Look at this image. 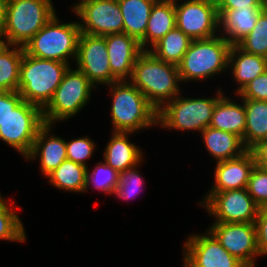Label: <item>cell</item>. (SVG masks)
I'll list each match as a JSON object with an SVG mask.
<instances>
[{
	"label": "cell",
	"instance_id": "6da1fadb",
	"mask_svg": "<svg viewBox=\"0 0 267 267\" xmlns=\"http://www.w3.org/2000/svg\"><path fill=\"white\" fill-rule=\"evenodd\" d=\"M129 81L158 111L181 92L178 66L159 60L149 50L138 56Z\"/></svg>",
	"mask_w": 267,
	"mask_h": 267
},
{
	"label": "cell",
	"instance_id": "7a4b0ae2",
	"mask_svg": "<svg viewBox=\"0 0 267 267\" xmlns=\"http://www.w3.org/2000/svg\"><path fill=\"white\" fill-rule=\"evenodd\" d=\"M107 86L112 95V132L133 133L158 125V110L129 80L116 81Z\"/></svg>",
	"mask_w": 267,
	"mask_h": 267
},
{
	"label": "cell",
	"instance_id": "3957f363",
	"mask_svg": "<svg viewBox=\"0 0 267 267\" xmlns=\"http://www.w3.org/2000/svg\"><path fill=\"white\" fill-rule=\"evenodd\" d=\"M70 64L40 59L24 52L18 92L23 100L44 108L52 99Z\"/></svg>",
	"mask_w": 267,
	"mask_h": 267
},
{
	"label": "cell",
	"instance_id": "277c9868",
	"mask_svg": "<svg viewBox=\"0 0 267 267\" xmlns=\"http://www.w3.org/2000/svg\"><path fill=\"white\" fill-rule=\"evenodd\" d=\"M55 14L52 0H8L2 38L23 47Z\"/></svg>",
	"mask_w": 267,
	"mask_h": 267
},
{
	"label": "cell",
	"instance_id": "5b68a950",
	"mask_svg": "<svg viewBox=\"0 0 267 267\" xmlns=\"http://www.w3.org/2000/svg\"><path fill=\"white\" fill-rule=\"evenodd\" d=\"M55 14L24 46V52L40 59L70 64L76 60L81 30L78 22L61 23Z\"/></svg>",
	"mask_w": 267,
	"mask_h": 267
},
{
	"label": "cell",
	"instance_id": "8992f818",
	"mask_svg": "<svg viewBox=\"0 0 267 267\" xmlns=\"http://www.w3.org/2000/svg\"><path fill=\"white\" fill-rule=\"evenodd\" d=\"M230 48L231 44L221 35L193 40L178 65L181 82L204 80L224 73L229 68Z\"/></svg>",
	"mask_w": 267,
	"mask_h": 267
},
{
	"label": "cell",
	"instance_id": "52a82bcc",
	"mask_svg": "<svg viewBox=\"0 0 267 267\" xmlns=\"http://www.w3.org/2000/svg\"><path fill=\"white\" fill-rule=\"evenodd\" d=\"M92 88L97 89L80 70L70 66L52 99L42 109L44 122L53 125L78 114L89 102Z\"/></svg>",
	"mask_w": 267,
	"mask_h": 267
},
{
	"label": "cell",
	"instance_id": "ba28073f",
	"mask_svg": "<svg viewBox=\"0 0 267 267\" xmlns=\"http://www.w3.org/2000/svg\"><path fill=\"white\" fill-rule=\"evenodd\" d=\"M222 95L221 89L213 98H183L179 94L158 111V125L170 130L202 132L209 126Z\"/></svg>",
	"mask_w": 267,
	"mask_h": 267
},
{
	"label": "cell",
	"instance_id": "9c48e42d",
	"mask_svg": "<svg viewBox=\"0 0 267 267\" xmlns=\"http://www.w3.org/2000/svg\"><path fill=\"white\" fill-rule=\"evenodd\" d=\"M44 124L42 108L22 100L0 125V139L26 158Z\"/></svg>",
	"mask_w": 267,
	"mask_h": 267
},
{
	"label": "cell",
	"instance_id": "30bf717a",
	"mask_svg": "<svg viewBox=\"0 0 267 267\" xmlns=\"http://www.w3.org/2000/svg\"><path fill=\"white\" fill-rule=\"evenodd\" d=\"M200 205L206 207L215 222L222 223L255 222L260 210L246 188L208 192Z\"/></svg>",
	"mask_w": 267,
	"mask_h": 267
},
{
	"label": "cell",
	"instance_id": "8fae6325",
	"mask_svg": "<svg viewBox=\"0 0 267 267\" xmlns=\"http://www.w3.org/2000/svg\"><path fill=\"white\" fill-rule=\"evenodd\" d=\"M175 4L176 27L192 40L217 36L219 13L213 0H185Z\"/></svg>",
	"mask_w": 267,
	"mask_h": 267
},
{
	"label": "cell",
	"instance_id": "7c38bea8",
	"mask_svg": "<svg viewBox=\"0 0 267 267\" xmlns=\"http://www.w3.org/2000/svg\"><path fill=\"white\" fill-rule=\"evenodd\" d=\"M80 18L81 33L106 36L123 32V17L118 0H83L73 6Z\"/></svg>",
	"mask_w": 267,
	"mask_h": 267
},
{
	"label": "cell",
	"instance_id": "4fadbf2b",
	"mask_svg": "<svg viewBox=\"0 0 267 267\" xmlns=\"http://www.w3.org/2000/svg\"><path fill=\"white\" fill-rule=\"evenodd\" d=\"M76 68L95 86L118 81L111 72L104 36L81 33L78 40Z\"/></svg>",
	"mask_w": 267,
	"mask_h": 267
},
{
	"label": "cell",
	"instance_id": "5bb4252c",
	"mask_svg": "<svg viewBox=\"0 0 267 267\" xmlns=\"http://www.w3.org/2000/svg\"><path fill=\"white\" fill-rule=\"evenodd\" d=\"M183 267H247L231 255L209 231L194 234L183 243Z\"/></svg>",
	"mask_w": 267,
	"mask_h": 267
},
{
	"label": "cell",
	"instance_id": "9a60e30c",
	"mask_svg": "<svg viewBox=\"0 0 267 267\" xmlns=\"http://www.w3.org/2000/svg\"><path fill=\"white\" fill-rule=\"evenodd\" d=\"M208 230L231 255L237 257L247 267L255 266V258L260 256L255 222H214Z\"/></svg>",
	"mask_w": 267,
	"mask_h": 267
},
{
	"label": "cell",
	"instance_id": "2e32d148",
	"mask_svg": "<svg viewBox=\"0 0 267 267\" xmlns=\"http://www.w3.org/2000/svg\"><path fill=\"white\" fill-rule=\"evenodd\" d=\"M112 75L118 80L131 79L134 64L144 51L140 42L126 33H115L104 36Z\"/></svg>",
	"mask_w": 267,
	"mask_h": 267
},
{
	"label": "cell",
	"instance_id": "e0dca14e",
	"mask_svg": "<svg viewBox=\"0 0 267 267\" xmlns=\"http://www.w3.org/2000/svg\"><path fill=\"white\" fill-rule=\"evenodd\" d=\"M255 165V158L251 150H247L236 158L216 162L215 182L209 191L223 192L246 188Z\"/></svg>",
	"mask_w": 267,
	"mask_h": 267
},
{
	"label": "cell",
	"instance_id": "ac0fdd59",
	"mask_svg": "<svg viewBox=\"0 0 267 267\" xmlns=\"http://www.w3.org/2000/svg\"><path fill=\"white\" fill-rule=\"evenodd\" d=\"M52 124H44L38 131L30 153L26 160H40L42 174L47 177L64 160H67L66 141L56 135H51Z\"/></svg>",
	"mask_w": 267,
	"mask_h": 267
},
{
	"label": "cell",
	"instance_id": "d6986e66",
	"mask_svg": "<svg viewBox=\"0 0 267 267\" xmlns=\"http://www.w3.org/2000/svg\"><path fill=\"white\" fill-rule=\"evenodd\" d=\"M264 8L218 9L221 35L231 44L237 45L255 27ZM226 34V36H224Z\"/></svg>",
	"mask_w": 267,
	"mask_h": 267
},
{
	"label": "cell",
	"instance_id": "ffe728a7",
	"mask_svg": "<svg viewBox=\"0 0 267 267\" xmlns=\"http://www.w3.org/2000/svg\"><path fill=\"white\" fill-rule=\"evenodd\" d=\"M132 132H113L104 150V162L118 173L142 163L143 153L140 147L129 142Z\"/></svg>",
	"mask_w": 267,
	"mask_h": 267
},
{
	"label": "cell",
	"instance_id": "44dd1931",
	"mask_svg": "<svg viewBox=\"0 0 267 267\" xmlns=\"http://www.w3.org/2000/svg\"><path fill=\"white\" fill-rule=\"evenodd\" d=\"M228 66L232 70L238 94L252 80L267 70V59L255 54L244 52L237 45H231Z\"/></svg>",
	"mask_w": 267,
	"mask_h": 267
},
{
	"label": "cell",
	"instance_id": "7402d4cb",
	"mask_svg": "<svg viewBox=\"0 0 267 267\" xmlns=\"http://www.w3.org/2000/svg\"><path fill=\"white\" fill-rule=\"evenodd\" d=\"M241 100L242 104L234 103L231 98L223 94L215 105L209 126L233 133L242 139L245 132L246 113L243 99Z\"/></svg>",
	"mask_w": 267,
	"mask_h": 267
},
{
	"label": "cell",
	"instance_id": "603a6c76",
	"mask_svg": "<svg viewBox=\"0 0 267 267\" xmlns=\"http://www.w3.org/2000/svg\"><path fill=\"white\" fill-rule=\"evenodd\" d=\"M201 136L206 150L217 162L236 158L248 150L239 136L210 126L201 132Z\"/></svg>",
	"mask_w": 267,
	"mask_h": 267
},
{
	"label": "cell",
	"instance_id": "cb8c5ba5",
	"mask_svg": "<svg viewBox=\"0 0 267 267\" xmlns=\"http://www.w3.org/2000/svg\"><path fill=\"white\" fill-rule=\"evenodd\" d=\"M154 0H118L123 17V32L139 42L145 37Z\"/></svg>",
	"mask_w": 267,
	"mask_h": 267
},
{
	"label": "cell",
	"instance_id": "d4e9b609",
	"mask_svg": "<svg viewBox=\"0 0 267 267\" xmlns=\"http://www.w3.org/2000/svg\"><path fill=\"white\" fill-rule=\"evenodd\" d=\"M175 26V4L155 2L148 19L145 37L140 41L141 48L149 50L148 43L152 47Z\"/></svg>",
	"mask_w": 267,
	"mask_h": 267
},
{
	"label": "cell",
	"instance_id": "484cf974",
	"mask_svg": "<svg viewBox=\"0 0 267 267\" xmlns=\"http://www.w3.org/2000/svg\"><path fill=\"white\" fill-rule=\"evenodd\" d=\"M243 102L246 125L242 141L250 150L258 142L267 139V101L243 99Z\"/></svg>",
	"mask_w": 267,
	"mask_h": 267
},
{
	"label": "cell",
	"instance_id": "4316f807",
	"mask_svg": "<svg viewBox=\"0 0 267 267\" xmlns=\"http://www.w3.org/2000/svg\"><path fill=\"white\" fill-rule=\"evenodd\" d=\"M192 41L190 37L175 26L157 41L149 51L159 60L178 66Z\"/></svg>",
	"mask_w": 267,
	"mask_h": 267
},
{
	"label": "cell",
	"instance_id": "83f0119b",
	"mask_svg": "<svg viewBox=\"0 0 267 267\" xmlns=\"http://www.w3.org/2000/svg\"><path fill=\"white\" fill-rule=\"evenodd\" d=\"M87 167L64 160L47 178L50 184L68 192H85Z\"/></svg>",
	"mask_w": 267,
	"mask_h": 267
},
{
	"label": "cell",
	"instance_id": "f1b7e54d",
	"mask_svg": "<svg viewBox=\"0 0 267 267\" xmlns=\"http://www.w3.org/2000/svg\"><path fill=\"white\" fill-rule=\"evenodd\" d=\"M23 54L22 46L5 45L0 50V91H18Z\"/></svg>",
	"mask_w": 267,
	"mask_h": 267
},
{
	"label": "cell",
	"instance_id": "f546056e",
	"mask_svg": "<svg viewBox=\"0 0 267 267\" xmlns=\"http://www.w3.org/2000/svg\"><path fill=\"white\" fill-rule=\"evenodd\" d=\"M6 200L0 194V240L25 242L26 233L22 220H20L14 203Z\"/></svg>",
	"mask_w": 267,
	"mask_h": 267
},
{
	"label": "cell",
	"instance_id": "4dcf8cb0",
	"mask_svg": "<svg viewBox=\"0 0 267 267\" xmlns=\"http://www.w3.org/2000/svg\"><path fill=\"white\" fill-rule=\"evenodd\" d=\"M237 46L244 52L267 59V7L261 11L252 31Z\"/></svg>",
	"mask_w": 267,
	"mask_h": 267
},
{
	"label": "cell",
	"instance_id": "1f68e13d",
	"mask_svg": "<svg viewBox=\"0 0 267 267\" xmlns=\"http://www.w3.org/2000/svg\"><path fill=\"white\" fill-rule=\"evenodd\" d=\"M93 169L89 172L87 168L85 191L92 184L93 188L112 195L118 185L119 173L105 162H99Z\"/></svg>",
	"mask_w": 267,
	"mask_h": 267
},
{
	"label": "cell",
	"instance_id": "d6a6232c",
	"mask_svg": "<svg viewBox=\"0 0 267 267\" xmlns=\"http://www.w3.org/2000/svg\"><path fill=\"white\" fill-rule=\"evenodd\" d=\"M137 166L121 171L118 177V185L112 195L119 199H130L136 196L142 189L143 178L138 172Z\"/></svg>",
	"mask_w": 267,
	"mask_h": 267
},
{
	"label": "cell",
	"instance_id": "836d02e7",
	"mask_svg": "<svg viewBox=\"0 0 267 267\" xmlns=\"http://www.w3.org/2000/svg\"><path fill=\"white\" fill-rule=\"evenodd\" d=\"M246 189L260 208L267 207V170L255 165L251 171Z\"/></svg>",
	"mask_w": 267,
	"mask_h": 267
},
{
	"label": "cell",
	"instance_id": "e575fe53",
	"mask_svg": "<svg viewBox=\"0 0 267 267\" xmlns=\"http://www.w3.org/2000/svg\"><path fill=\"white\" fill-rule=\"evenodd\" d=\"M95 143L89 137L66 141L67 159L88 168L86 160L94 153Z\"/></svg>",
	"mask_w": 267,
	"mask_h": 267
},
{
	"label": "cell",
	"instance_id": "d590c367",
	"mask_svg": "<svg viewBox=\"0 0 267 267\" xmlns=\"http://www.w3.org/2000/svg\"><path fill=\"white\" fill-rule=\"evenodd\" d=\"M238 96L241 99L267 101V70L244 87Z\"/></svg>",
	"mask_w": 267,
	"mask_h": 267
},
{
	"label": "cell",
	"instance_id": "8d00e7d4",
	"mask_svg": "<svg viewBox=\"0 0 267 267\" xmlns=\"http://www.w3.org/2000/svg\"><path fill=\"white\" fill-rule=\"evenodd\" d=\"M257 248L260 256L267 255V207H262L259 210L255 220Z\"/></svg>",
	"mask_w": 267,
	"mask_h": 267
},
{
	"label": "cell",
	"instance_id": "74e56055",
	"mask_svg": "<svg viewBox=\"0 0 267 267\" xmlns=\"http://www.w3.org/2000/svg\"><path fill=\"white\" fill-rule=\"evenodd\" d=\"M22 100L18 91H0V125Z\"/></svg>",
	"mask_w": 267,
	"mask_h": 267
},
{
	"label": "cell",
	"instance_id": "f35d334b",
	"mask_svg": "<svg viewBox=\"0 0 267 267\" xmlns=\"http://www.w3.org/2000/svg\"><path fill=\"white\" fill-rule=\"evenodd\" d=\"M217 9L265 8V0H213Z\"/></svg>",
	"mask_w": 267,
	"mask_h": 267
},
{
	"label": "cell",
	"instance_id": "ab89813d",
	"mask_svg": "<svg viewBox=\"0 0 267 267\" xmlns=\"http://www.w3.org/2000/svg\"><path fill=\"white\" fill-rule=\"evenodd\" d=\"M250 150L254 155L256 166L267 170V139L258 142Z\"/></svg>",
	"mask_w": 267,
	"mask_h": 267
},
{
	"label": "cell",
	"instance_id": "60d3db41",
	"mask_svg": "<svg viewBox=\"0 0 267 267\" xmlns=\"http://www.w3.org/2000/svg\"><path fill=\"white\" fill-rule=\"evenodd\" d=\"M8 0H0V36L4 32L6 5Z\"/></svg>",
	"mask_w": 267,
	"mask_h": 267
},
{
	"label": "cell",
	"instance_id": "b9f144b4",
	"mask_svg": "<svg viewBox=\"0 0 267 267\" xmlns=\"http://www.w3.org/2000/svg\"><path fill=\"white\" fill-rule=\"evenodd\" d=\"M155 2H163V3H173V4H176L178 3V0H154ZM180 2L182 0H179Z\"/></svg>",
	"mask_w": 267,
	"mask_h": 267
},
{
	"label": "cell",
	"instance_id": "7bdbcfd3",
	"mask_svg": "<svg viewBox=\"0 0 267 267\" xmlns=\"http://www.w3.org/2000/svg\"><path fill=\"white\" fill-rule=\"evenodd\" d=\"M6 45L5 40L0 36V50Z\"/></svg>",
	"mask_w": 267,
	"mask_h": 267
}]
</instances>
